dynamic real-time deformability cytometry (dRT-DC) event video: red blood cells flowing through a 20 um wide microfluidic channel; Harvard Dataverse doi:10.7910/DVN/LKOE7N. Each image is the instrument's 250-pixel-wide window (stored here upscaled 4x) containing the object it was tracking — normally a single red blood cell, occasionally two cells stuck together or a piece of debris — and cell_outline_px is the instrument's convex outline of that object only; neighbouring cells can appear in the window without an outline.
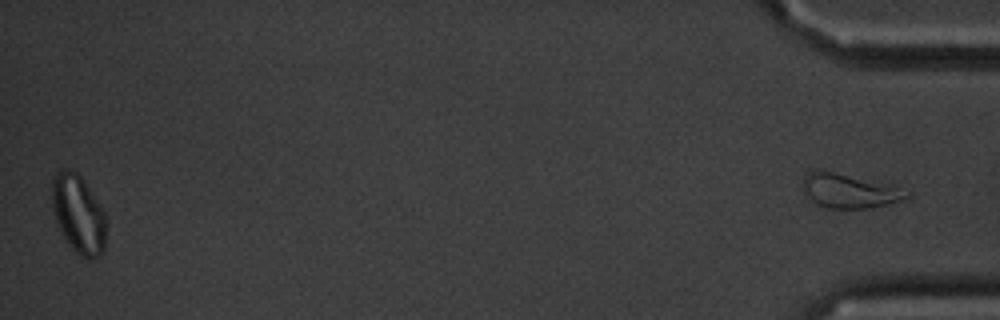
{"species": "common noctule bat (a hibernating species)", "species_latin": "Nyctalus noctula", "temperature_condition": "cold", "stored_images_in_passage": 55, "segment_of_instrument_passage": [2, 2], "camera_frame_rate_fps": 3000, "um_per_image_px": 0.085, "animal": {"sex": "male", "body_mass_g": 20.1, "forearm_length_mm": 53.5}, "frame": {"image": 1, "passage_image": 55, "time_ms": 18.0, "image_size_px": [1000, 320], "cell_outline_px": [[912, 196], [888, 204], [872, 208], [828, 208], [816, 204], [808, 196], [804, 188], [804, 176], [808, 172], [832, 172], [896, 188]], "centroid_in_image_um": [72.13, 16.28], "position_along_channel_um": 363.1, "area_um2": 19.31}}